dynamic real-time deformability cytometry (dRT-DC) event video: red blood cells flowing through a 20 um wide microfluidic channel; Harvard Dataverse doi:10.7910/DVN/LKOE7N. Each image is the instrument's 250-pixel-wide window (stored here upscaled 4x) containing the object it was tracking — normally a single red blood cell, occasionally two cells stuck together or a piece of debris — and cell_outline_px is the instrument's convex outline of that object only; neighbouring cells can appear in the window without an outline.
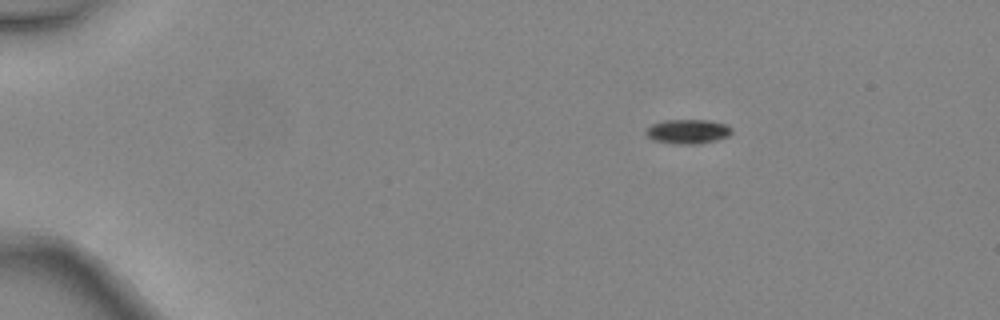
{"species": "common noctule bat (a hibernating species)", "species_latin": "Nyctalus noctula", "temperature_condition": "warm", "stored_images_in_passage": 3, "camera_frame_rate_fps": 3000, "um_per_image_px": 0.085, "animal": {"sex": "female", "body_mass_g": 24.6, "forearm_length_mm": 56.2}, "frame": {"image": 1, "passage_image": 1, "time_ms": 0.0, "image_size_px": [1000, 320], "cell_outline_px": [[732, 132], [728, 136], [716, 140], [696, 144], [680, 144], [652, 140], [644, 132], [652, 124], [664, 120], [708, 120], [728, 124], [732, 128]], "centroid_in_image_um": [58.48, 11.17], "position_along_channel_um": 26.5, "area_um2": 12.2}}